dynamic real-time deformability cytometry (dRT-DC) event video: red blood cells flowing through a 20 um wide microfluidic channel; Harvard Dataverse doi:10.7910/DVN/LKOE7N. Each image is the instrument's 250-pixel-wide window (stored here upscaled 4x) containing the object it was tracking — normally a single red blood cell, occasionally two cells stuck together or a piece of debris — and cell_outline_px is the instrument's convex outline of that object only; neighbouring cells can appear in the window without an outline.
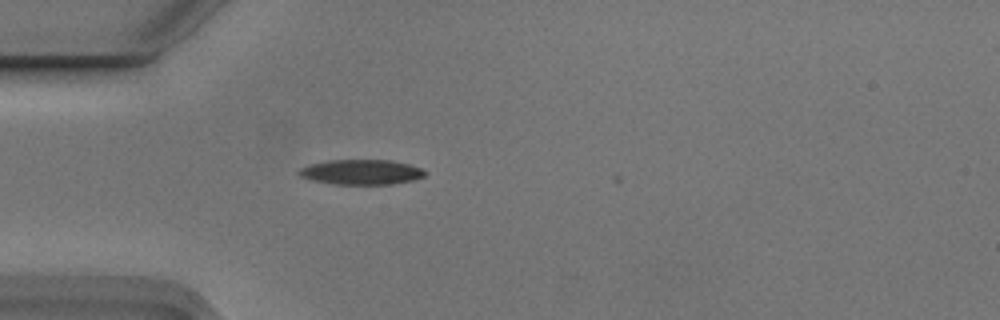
{"species": "Egyptian fruit bat (a non-hibernating species)", "species_latin": "Rousettus aegyptiacus", "temperature_condition": "cold", "stored_images_in_passage": 3, "camera_frame_rate_fps": 3000, "um_per_image_px": 0.085, "animal": {"sex": "male"}, "frame": {"image": 1, "passage_image": 3, "time_ms": 0.667, "image_size_px": [1000, 320], "cell_outline_px": [[428, 172], [424, 176], [412, 180], [392, 184], [336, 184], [312, 180], [300, 176], [296, 172], [300, 168], [308, 164], [328, 160], [392, 160], [408, 164], [420, 168]], "centroid_in_image_um": [30.69, 14.62], "position_along_channel_um": 54.3, "area_um2": 18.38}}